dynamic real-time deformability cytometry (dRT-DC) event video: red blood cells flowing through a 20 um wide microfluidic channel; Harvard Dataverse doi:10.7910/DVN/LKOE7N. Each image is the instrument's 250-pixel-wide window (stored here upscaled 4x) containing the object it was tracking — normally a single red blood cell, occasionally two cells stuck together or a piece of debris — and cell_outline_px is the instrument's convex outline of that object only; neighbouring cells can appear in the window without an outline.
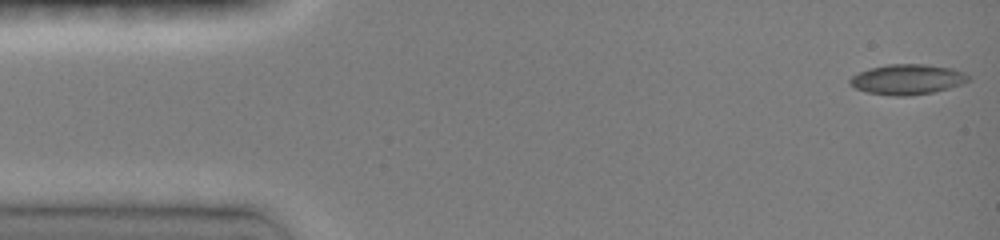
{"species": "common noctule bat (a hibernating species)", "species_latin": "Nyctalus noctula", "temperature_condition": "room temperature", "stored_images_in_passage": 14, "camera_frame_rate_fps": 3000, "um_per_image_px": 0.085, "animal": {"sex": "female", "body_mass_g": 19.0, "forearm_length_mm": 51.5}, "frame": {"image": 1, "passage_image": 1, "time_ms": 0.0, "image_size_px": [1000, 240], "cell_outline_px": [[972, 80], [948, 88], [932, 92], [908, 96], [892, 96], [868, 92], [856, 88], [848, 84], [848, 80], [852, 76], [868, 68], [888, 64], [924, 64], [952, 68], [964, 72], [972, 76]], "centroid_in_image_um": [77.14, 6.74], "position_along_channel_um": 7.9, "area_um2": 20.98}}
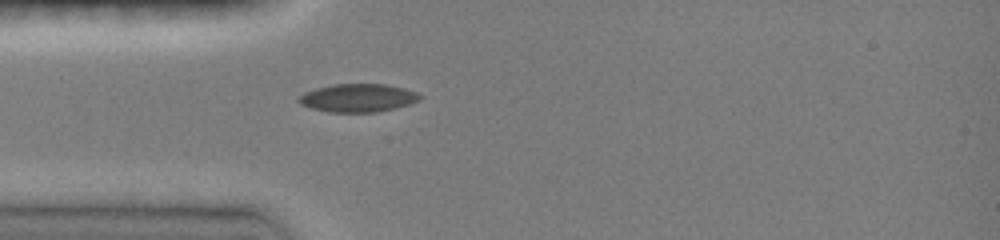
{"frame": {"image": 2, "passage_image": 9, "time_ms": 4.0, "image_size_px": [1000, 240], "cell_outline_px": [[424, 96], [420, 100], [396, 108], [376, 112], [328, 112], [312, 108], [300, 104], [296, 100], [304, 92], [316, 88], [332, 84], [388, 84], [404, 88], [416, 92]], "centroid_in_image_um": [30.43, 8.32], "position_along_channel_um": 54.6, "area_um2": 20.0}}